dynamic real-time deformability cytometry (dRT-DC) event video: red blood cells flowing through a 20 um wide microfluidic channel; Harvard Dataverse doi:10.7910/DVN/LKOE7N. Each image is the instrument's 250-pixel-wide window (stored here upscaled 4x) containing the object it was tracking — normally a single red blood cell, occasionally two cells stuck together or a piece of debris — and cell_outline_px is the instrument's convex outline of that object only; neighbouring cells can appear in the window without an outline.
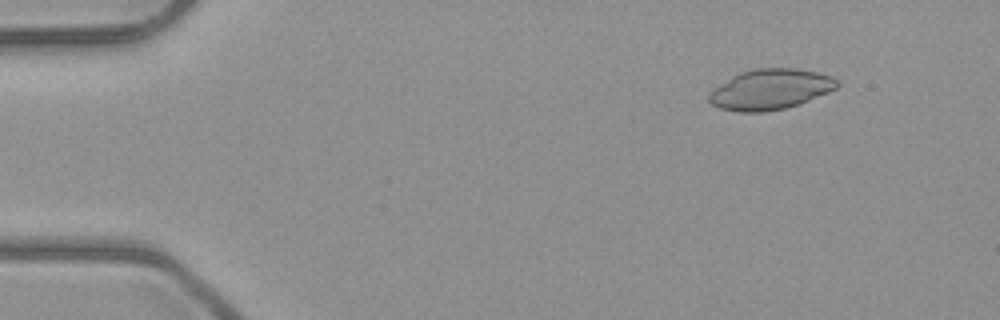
{"species": "common noctule bat (a hibernating species)", "species_latin": "Nyctalus noctula", "temperature_condition": "room temperature", "stored_images_in_passage": 5, "camera_frame_rate_fps": 3000, "um_per_image_px": 0.085, "animal": {"sex": "male", "body_mass_g": 23.1, "forearm_length_mm": 52.7}, "frame": {"image": 1, "passage_image": 2, "time_ms": 1.333, "image_size_px": [1000, 320], "cell_outline_px": [[840, 84], [836, 88], [828, 92], [800, 104], [784, 108], [764, 112], [740, 112], [720, 108], [712, 104], [708, 100], [708, 92], [712, 88], [732, 76], [740, 72], [756, 68], [796, 68], [820, 72], [832, 76]], "centroid_in_image_um": [65.46, 7.59], "position_along_channel_um": 19.5, "area_um2": 30.4}}